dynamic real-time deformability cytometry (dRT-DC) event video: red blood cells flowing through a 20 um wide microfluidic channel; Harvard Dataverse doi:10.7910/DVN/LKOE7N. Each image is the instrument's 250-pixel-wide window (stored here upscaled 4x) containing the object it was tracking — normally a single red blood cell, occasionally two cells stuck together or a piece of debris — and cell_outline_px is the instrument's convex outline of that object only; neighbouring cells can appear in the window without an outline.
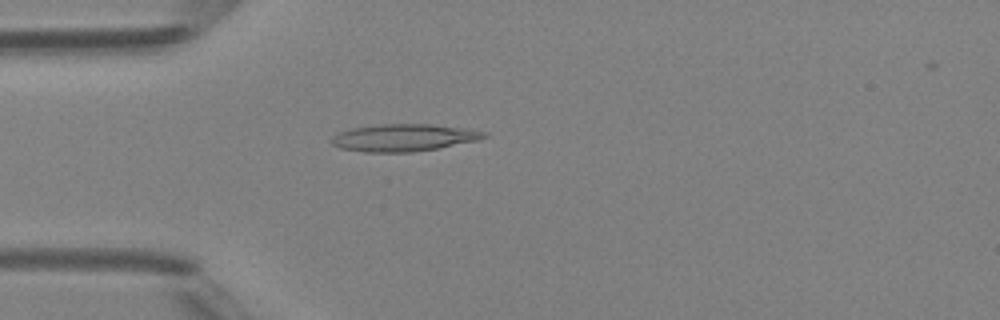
{"species": "Egyptian fruit bat (a non-hibernating species)", "species_latin": "Rousettus aegyptiacus", "temperature_condition": "room temperature", "stored_images_in_passage": 2, "camera_frame_rate_fps": 3000, "um_per_image_px": 0.085, "animal": {"sex": "female"}, "frame": {"image": 1, "passage_image": 1, "time_ms": 0.0, "image_size_px": [1000, 320], "cell_outline_px": [[488, 136], [476, 140], [436, 148], [412, 152], [364, 152], [340, 148], [332, 144], [328, 140], [332, 136], [340, 132], [352, 128], [380, 124], [432, 124], [464, 128], [488, 132]], "centroid_in_image_um": [34.27, 11.69], "position_along_channel_um": 50.7, "area_um2": 24.1}}